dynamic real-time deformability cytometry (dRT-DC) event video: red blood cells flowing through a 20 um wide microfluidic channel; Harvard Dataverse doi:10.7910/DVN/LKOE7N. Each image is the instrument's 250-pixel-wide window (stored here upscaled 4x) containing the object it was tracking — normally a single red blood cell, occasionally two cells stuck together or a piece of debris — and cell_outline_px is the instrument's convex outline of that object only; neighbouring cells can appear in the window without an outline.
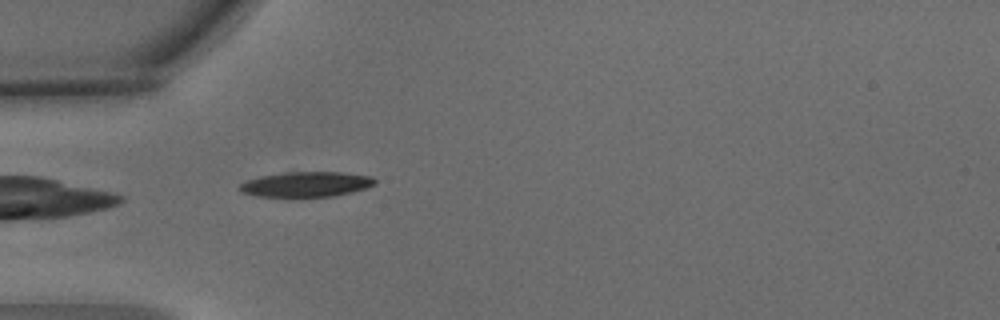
{"species": "common noctule bat (a hibernating species)", "species_latin": "Nyctalus noctula", "temperature_condition": "warm", "stored_images_in_passage": 4, "camera_frame_rate_fps": 3000, "um_per_image_px": 0.085, "animal": {"sex": "male", "body_mass_g": 15.6}, "frame": {"image": 1, "passage_image": 4, "time_ms": 1.0, "image_size_px": [1000, 320], "cell_outline_px": [[376, 184], [352, 192], [332, 196], [256, 196], [240, 192], [240, 184], [248, 180], [260, 176], [284, 172], [340, 172], [372, 176], [376, 180]], "centroid_in_image_um": [26.03, 15.65], "position_along_channel_um": 59.0, "area_um2": 19.59}}